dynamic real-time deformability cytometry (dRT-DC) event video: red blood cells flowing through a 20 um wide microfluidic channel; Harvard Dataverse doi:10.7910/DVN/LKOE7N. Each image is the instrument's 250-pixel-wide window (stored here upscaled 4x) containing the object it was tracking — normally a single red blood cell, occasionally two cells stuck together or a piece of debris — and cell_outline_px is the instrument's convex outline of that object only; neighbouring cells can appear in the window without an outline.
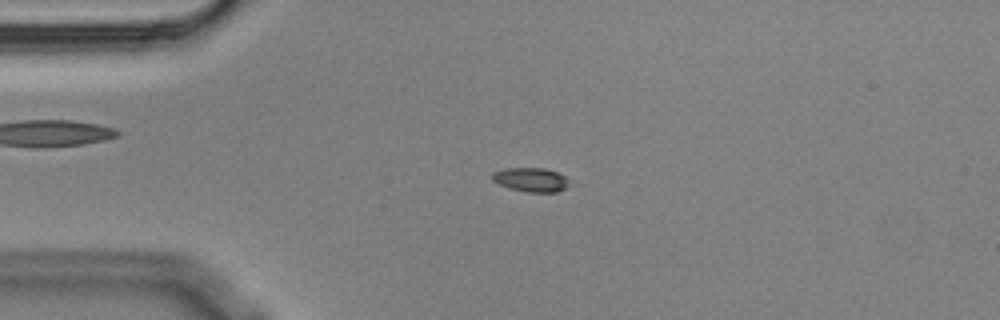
{"species": "Egyptian fruit bat (a non-hibernating species)", "species_latin": "Rousettus aegyptiacus", "temperature_condition": "cold", "stored_images_in_passage": 7, "camera_frame_rate_fps": 3000, "um_per_image_px": 0.085, "animal": {"sex": "male"}, "frame": {"image": 1, "passage_image": 5, "time_ms": 1.333, "image_size_px": [1000, 320], "cell_outline_px": [[568, 184], [564, 188], [556, 192], [528, 192], [508, 188], [492, 180], [492, 172], [504, 168], [544, 168], [556, 172], [564, 176]], "centroid_in_image_um": [45.07, 15.27], "position_along_channel_um": 39.9, "area_um2": 10.64}}
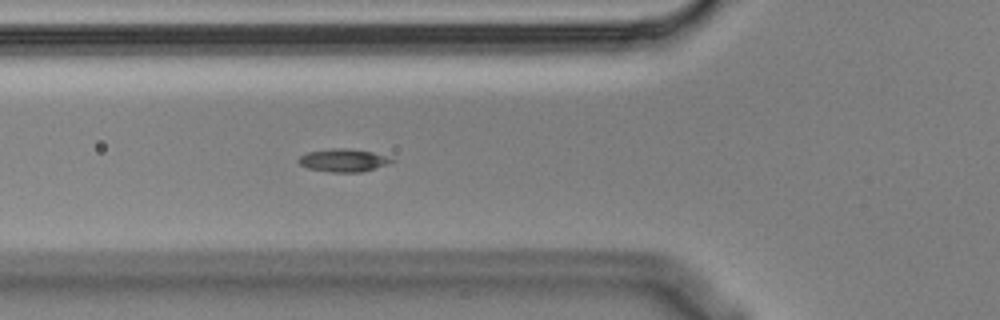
{"frame": {"image": 2, "passage_image": 7, "time_ms": 2.0, "image_size_px": [1000, 320], "cell_outline_px": [[396, 160], [388, 164], [360, 172], [332, 172], [308, 168], [300, 164], [296, 160], [300, 156], [308, 152], [332, 148], [344, 148], [372, 152]], "centroid_in_image_um": [29.15, 13.62], "position_along_channel_um": 96.7, "area_um2": 12.2}}